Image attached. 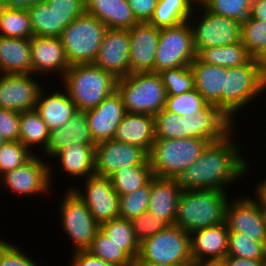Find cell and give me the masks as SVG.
Segmentation results:
<instances>
[{"mask_svg":"<svg viewBox=\"0 0 266 266\" xmlns=\"http://www.w3.org/2000/svg\"><path fill=\"white\" fill-rule=\"evenodd\" d=\"M207 104L203 96L194 89L176 96H167L164 109L188 119Z\"/></svg>","mask_w":266,"mask_h":266,"instance_id":"obj_42","label":"cell"},{"mask_svg":"<svg viewBox=\"0 0 266 266\" xmlns=\"http://www.w3.org/2000/svg\"><path fill=\"white\" fill-rule=\"evenodd\" d=\"M194 74L195 89L203 98L222 111V91L225 82V67L211 65L197 58L190 64Z\"/></svg>","mask_w":266,"mask_h":266,"instance_id":"obj_28","label":"cell"},{"mask_svg":"<svg viewBox=\"0 0 266 266\" xmlns=\"http://www.w3.org/2000/svg\"><path fill=\"white\" fill-rule=\"evenodd\" d=\"M231 198L226 204L225 219L229 232L242 233L253 241L266 242V224L258 201L250 196Z\"/></svg>","mask_w":266,"mask_h":266,"instance_id":"obj_14","label":"cell"},{"mask_svg":"<svg viewBox=\"0 0 266 266\" xmlns=\"http://www.w3.org/2000/svg\"><path fill=\"white\" fill-rule=\"evenodd\" d=\"M158 74L167 96H176L195 89L194 74L190 66L165 69Z\"/></svg>","mask_w":266,"mask_h":266,"instance_id":"obj_41","label":"cell"},{"mask_svg":"<svg viewBox=\"0 0 266 266\" xmlns=\"http://www.w3.org/2000/svg\"><path fill=\"white\" fill-rule=\"evenodd\" d=\"M196 6L195 0H158L148 23L157 29L179 25L189 21Z\"/></svg>","mask_w":266,"mask_h":266,"instance_id":"obj_31","label":"cell"},{"mask_svg":"<svg viewBox=\"0 0 266 266\" xmlns=\"http://www.w3.org/2000/svg\"><path fill=\"white\" fill-rule=\"evenodd\" d=\"M144 149L148 154L155 141V116L125 113L113 138Z\"/></svg>","mask_w":266,"mask_h":266,"instance_id":"obj_25","label":"cell"},{"mask_svg":"<svg viewBox=\"0 0 266 266\" xmlns=\"http://www.w3.org/2000/svg\"><path fill=\"white\" fill-rule=\"evenodd\" d=\"M57 15V26H68L85 13V0H46Z\"/></svg>","mask_w":266,"mask_h":266,"instance_id":"obj_48","label":"cell"},{"mask_svg":"<svg viewBox=\"0 0 266 266\" xmlns=\"http://www.w3.org/2000/svg\"><path fill=\"white\" fill-rule=\"evenodd\" d=\"M74 143L96 147L88 126L86 111L77 110L66 124L50 131L48 145L42 154L51 159L60 150Z\"/></svg>","mask_w":266,"mask_h":266,"instance_id":"obj_24","label":"cell"},{"mask_svg":"<svg viewBox=\"0 0 266 266\" xmlns=\"http://www.w3.org/2000/svg\"><path fill=\"white\" fill-rule=\"evenodd\" d=\"M262 266H266V258L263 260Z\"/></svg>","mask_w":266,"mask_h":266,"instance_id":"obj_63","label":"cell"},{"mask_svg":"<svg viewBox=\"0 0 266 266\" xmlns=\"http://www.w3.org/2000/svg\"><path fill=\"white\" fill-rule=\"evenodd\" d=\"M69 266H114L92 255L87 250L72 252Z\"/></svg>","mask_w":266,"mask_h":266,"instance_id":"obj_52","label":"cell"},{"mask_svg":"<svg viewBox=\"0 0 266 266\" xmlns=\"http://www.w3.org/2000/svg\"><path fill=\"white\" fill-rule=\"evenodd\" d=\"M5 8H6V0H0V16Z\"/></svg>","mask_w":266,"mask_h":266,"instance_id":"obj_61","label":"cell"},{"mask_svg":"<svg viewBox=\"0 0 266 266\" xmlns=\"http://www.w3.org/2000/svg\"><path fill=\"white\" fill-rule=\"evenodd\" d=\"M0 36L21 39L33 37L28 10H10L6 7L0 16Z\"/></svg>","mask_w":266,"mask_h":266,"instance_id":"obj_37","label":"cell"},{"mask_svg":"<svg viewBox=\"0 0 266 266\" xmlns=\"http://www.w3.org/2000/svg\"><path fill=\"white\" fill-rule=\"evenodd\" d=\"M181 190L170 178L153 177L150 180V199L148 212L173 226Z\"/></svg>","mask_w":266,"mask_h":266,"instance_id":"obj_26","label":"cell"},{"mask_svg":"<svg viewBox=\"0 0 266 266\" xmlns=\"http://www.w3.org/2000/svg\"><path fill=\"white\" fill-rule=\"evenodd\" d=\"M33 36L60 37L64 26H57V15L45 1L28 8Z\"/></svg>","mask_w":266,"mask_h":266,"instance_id":"obj_36","label":"cell"},{"mask_svg":"<svg viewBox=\"0 0 266 266\" xmlns=\"http://www.w3.org/2000/svg\"><path fill=\"white\" fill-rule=\"evenodd\" d=\"M3 239L0 238V266H42L32 257L27 256L26 251H21L20 245L16 246L12 241L7 242Z\"/></svg>","mask_w":266,"mask_h":266,"instance_id":"obj_49","label":"cell"},{"mask_svg":"<svg viewBox=\"0 0 266 266\" xmlns=\"http://www.w3.org/2000/svg\"><path fill=\"white\" fill-rule=\"evenodd\" d=\"M150 199V181L137 190L119 196V217L133 219L148 211Z\"/></svg>","mask_w":266,"mask_h":266,"instance_id":"obj_44","label":"cell"},{"mask_svg":"<svg viewBox=\"0 0 266 266\" xmlns=\"http://www.w3.org/2000/svg\"><path fill=\"white\" fill-rule=\"evenodd\" d=\"M62 81L77 110L87 111L98 106L117 90L118 79L94 64L71 65Z\"/></svg>","mask_w":266,"mask_h":266,"instance_id":"obj_3","label":"cell"},{"mask_svg":"<svg viewBox=\"0 0 266 266\" xmlns=\"http://www.w3.org/2000/svg\"><path fill=\"white\" fill-rule=\"evenodd\" d=\"M195 58L196 50L189 21L160 29L154 73L165 69L190 66Z\"/></svg>","mask_w":266,"mask_h":266,"instance_id":"obj_11","label":"cell"},{"mask_svg":"<svg viewBox=\"0 0 266 266\" xmlns=\"http://www.w3.org/2000/svg\"><path fill=\"white\" fill-rule=\"evenodd\" d=\"M226 256L264 260L266 258V242L253 241L239 232H229Z\"/></svg>","mask_w":266,"mask_h":266,"instance_id":"obj_40","label":"cell"},{"mask_svg":"<svg viewBox=\"0 0 266 266\" xmlns=\"http://www.w3.org/2000/svg\"><path fill=\"white\" fill-rule=\"evenodd\" d=\"M189 23L195 49L226 46L241 41L239 21L215 14L201 3H197Z\"/></svg>","mask_w":266,"mask_h":266,"instance_id":"obj_10","label":"cell"},{"mask_svg":"<svg viewBox=\"0 0 266 266\" xmlns=\"http://www.w3.org/2000/svg\"><path fill=\"white\" fill-rule=\"evenodd\" d=\"M125 113L122 97L117 90L98 106L86 111L90 133L96 144L114 138Z\"/></svg>","mask_w":266,"mask_h":266,"instance_id":"obj_19","label":"cell"},{"mask_svg":"<svg viewBox=\"0 0 266 266\" xmlns=\"http://www.w3.org/2000/svg\"><path fill=\"white\" fill-rule=\"evenodd\" d=\"M129 31L130 73L154 72V60L157 52L160 29L141 22Z\"/></svg>","mask_w":266,"mask_h":266,"instance_id":"obj_20","label":"cell"},{"mask_svg":"<svg viewBox=\"0 0 266 266\" xmlns=\"http://www.w3.org/2000/svg\"><path fill=\"white\" fill-rule=\"evenodd\" d=\"M6 141L0 136V147L5 143Z\"/></svg>","mask_w":266,"mask_h":266,"instance_id":"obj_62","label":"cell"},{"mask_svg":"<svg viewBox=\"0 0 266 266\" xmlns=\"http://www.w3.org/2000/svg\"><path fill=\"white\" fill-rule=\"evenodd\" d=\"M117 92L127 113L155 116L165 108L166 89L158 73L136 72L119 78Z\"/></svg>","mask_w":266,"mask_h":266,"instance_id":"obj_5","label":"cell"},{"mask_svg":"<svg viewBox=\"0 0 266 266\" xmlns=\"http://www.w3.org/2000/svg\"><path fill=\"white\" fill-rule=\"evenodd\" d=\"M187 266H220L219 263L192 262Z\"/></svg>","mask_w":266,"mask_h":266,"instance_id":"obj_59","label":"cell"},{"mask_svg":"<svg viewBox=\"0 0 266 266\" xmlns=\"http://www.w3.org/2000/svg\"><path fill=\"white\" fill-rule=\"evenodd\" d=\"M81 182L85 187L73 185L72 188L69 186V189L86 204L99 225L119 217V195L115 192L109 177L94 174Z\"/></svg>","mask_w":266,"mask_h":266,"instance_id":"obj_13","label":"cell"},{"mask_svg":"<svg viewBox=\"0 0 266 266\" xmlns=\"http://www.w3.org/2000/svg\"><path fill=\"white\" fill-rule=\"evenodd\" d=\"M153 177L150 165H138L126 166L113 173L109 178L115 192L121 196L145 186Z\"/></svg>","mask_w":266,"mask_h":266,"instance_id":"obj_35","label":"cell"},{"mask_svg":"<svg viewBox=\"0 0 266 266\" xmlns=\"http://www.w3.org/2000/svg\"><path fill=\"white\" fill-rule=\"evenodd\" d=\"M20 112L0 107V136L5 141H19Z\"/></svg>","mask_w":266,"mask_h":266,"instance_id":"obj_50","label":"cell"},{"mask_svg":"<svg viewBox=\"0 0 266 266\" xmlns=\"http://www.w3.org/2000/svg\"><path fill=\"white\" fill-rule=\"evenodd\" d=\"M92 255L114 266H132L133 259L99 229L87 249Z\"/></svg>","mask_w":266,"mask_h":266,"instance_id":"obj_38","label":"cell"},{"mask_svg":"<svg viewBox=\"0 0 266 266\" xmlns=\"http://www.w3.org/2000/svg\"><path fill=\"white\" fill-rule=\"evenodd\" d=\"M38 80L32 73L0 74V107L20 113L34 110L43 88Z\"/></svg>","mask_w":266,"mask_h":266,"instance_id":"obj_16","label":"cell"},{"mask_svg":"<svg viewBox=\"0 0 266 266\" xmlns=\"http://www.w3.org/2000/svg\"><path fill=\"white\" fill-rule=\"evenodd\" d=\"M31 44V73L38 77L49 75L59 76L61 80L70 67L64 48L58 37H39L30 38ZM61 76V77H60Z\"/></svg>","mask_w":266,"mask_h":266,"instance_id":"obj_18","label":"cell"},{"mask_svg":"<svg viewBox=\"0 0 266 266\" xmlns=\"http://www.w3.org/2000/svg\"><path fill=\"white\" fill-rule=\"evenodd\" d=\"M258 67L260 68L261 74L266 79V48L255 58Z\"/></svg>","mask_w":266,"mask_h":266,"instance_id":"obj_57","label":"cell"},{"mask_svg":"<svg viewBox=\"0 0 266 266\" xmlns=\"http://www.w3.org/2000/svg\"><path fill=\"white\" fill-rule=\"evenodd\" d=\"M266 91V79L261 74L255 58L234 68H225L222 91V112L236 124V114L242 113L249 103ZM243 109V110H242Z\"/></svg>","mask_w":266,"mask_h":266,"instance_id":"obj_4","label":"cell"},{"mask_svg":"<svg viewBox=\"0 0 266 266\" xmlns=\"http://www.w3.org/2000/svg\"><path fill=\"white\" fill-rule=\"evenodd\" d=\"M195 50L196 58L199 61L211 65H220L227 69L246 64L253 58L241 41L226 46Z\"/></svg>","mask_w":266,"mask_h":266,"instance_id":"obj_32","label":"cell"},{"mask_svg":"<svg viewBox=\"0 0 266 266\" xmlns=\"http://www.w3.org/2000/svg\"><path fill=\"white\" fill-rule=\"evenodd\" d=\"M129 55V31L107 29L93 64L119 79L130 74Z\"/></svg>","mask_w":266,"mask_h":266,"instance_id":"obj_17","label":"cell"},{"mask_svg":"<svg viewBox=\"0 0 266 266\" xmlns=\"http://www.w3.org/2000/svg\"><path fill=\"white\" fill-rule=\"evenodd\" d=\"M59 199V218L64 234L71 240L72 252L87 250L100 229V225L93 219L86 204L73 192L72 189H65Z\"/></svg>","mask_w":266,"mask_h":266,"instance_id":"obj_9","label":"cell"},{"mask_svg":"<svg viewBox=\"0 0 266 266\" xmlns=\"http://www.w3.org/2000/svg\"><path fill=\"white\" fill-rule=\"evenodd\" d=\"M250 17L259 21H266V0H252Z\"/></svg>","mask_w":266,"mask_h":266,"instance_id":"obj_54","label":"cell"},{"mask_svg":"<svg viewBox=\"0 0 266 266\" xmlns=\"http://www.w3.org/2000/svg\"><path fill=\"white\" fill-rule=\"evenodd\" d=\"M137 258L161 265L187 266L193 262L190 234L178 226H168L139 243Z\"/></svg>","mask_w":266,"mask_h":266,"instance_id":"obj_8","label":"cell"},{"mask_svg":"<svg viewBox=\"0 0 266 266\" xmlns=\"http://www.w3.org/2000/svg\"><path fill=\"white\" fill-rule=\"evenodd\" d=\"M229 199L226 191L183 190L174 225L191 234L196 230L223 223Z\"/></svg>","mask_w":266,"mask_h":266,"instance_id":"obj_2","label":"cell"},{"mask_svg":"<svg viewBox=\"0 0 266 266\" xmlns=\"http://www.w3.org/2000/svg\"><path fill=\"white\" fill-rule=\"evenodd\" d=\"M100 230L133 260L138 257L139 242L134 236L132 224L129 219L118 217L103 222L100 224Z\"/></svg>","mask_w":266,"mask_h":266,"instance_id":"obj_34","label":"cell"},{"mask_svg":"<svg viewBox=\"0 0 266 266\" xmlns=\"http://www.w3.org/2000/svg\"><path fill=\"white\" fill-rule=\"evenodd\" d=\"M135 19L141 22H149L153 16L158 0H127Z\"/></svg>","mask_w":266,"mask_h":266,"instance_id":"obj_51","label":"cell"},{"mask_svg":"<svg viewBox=\"0 0 266 266\" xmlns=\"http://www.w3.org/2000/svg\"><path fill=\"white\" fill-rule=\"evenodd\" d=\"M209 143L207 139L195 137L156 138L148 154L153 176L171 179L194 163Z\"/></svg>","mask_w":266,"mask_h":266,"instance_id":"obj_6","label":"cell"},{"mask_svg":"<svg viewBox=\"0 0 266 266\" xmlns=\"http://www.w3.org/2000/svg\"><path fill=\"white\" fill-rule=\"evenodd\" d=\"M188 119L165 109L155 115V138L182 139L189 138Z\"/></svg>","mask_w":266,"mask_h":266,"instance_id":"obj_39","label":"cell"},{"mask_svg":"<svg viewBox=\"0 0 266 266\" xmlns=\"http://www.w3.org/2000/svg\"><path fill=\"white\" fill-rule=\"evenodd\" d=\"M197 3H201V1H203V0H195Z\"/></svg>","mask_w":266,"mask_h":266,"instance_id":"obj_64","label":"cell"},{"mask_svg":"<svg viewBox=\"0 0 266 266\" xmlns=\"http://www.w3.org/2000/svg\"><path fill=\"white\" fill-rule=\"evenodd\" d=\"M241 42L248 53L256 58L266 48V21L252 19L250 16L241 23Z\"/></svg>","mask_w":266,"mask_h":266,"instance_id":"obj_43","label":"cell"},{"mask_svg":"<svg viewBox=\"0 0 266 266\" xmlns=\"http://www.w3.org/2000/svg\"><path fill=\"white\" fill-rule=\"evenodd\" d=\"M49 138L50 130L35 109L20 113L19 141L30 152L38 154L35 152L37 145L38 147L41 146V153L42 151L44 152L48 145ZM31 148H34L33 151H35L33 152Z\"/></svg>","mask_w":266,"mask_h":266,"instance_id":"obj_33","label":"cell"},{"mask_svg":"<svg viewBox=\"0 0 266 266\" xmlns=\"http://www.w3.org/2000/svg\"><path fill=\"white\" fill-rule=\"evenodd\" d=\"M40 90L35 110L43 119L50 131L66 124L77 112L76 105L70 99L68 92L46 89ZM50 92L48 93L47 92ZM47 93V94H46Z\"/></svg>","mask_w":266,"mask_h":266,"instance_id":"obj_23","label":"cell"},{"mask_svg":"<svg viewBox=\"0 0 266 266\" xmlns=\"http://www.w3.org/2000/svg\"><path fill=\"white\" fill-rule=\"evenodd\" d=\"M262 263L263 260L226 256L219 264L220 266H262Z\"/></svg>","mask_w":266,"mask_h":266,"instance_id":"obj_53","label":"cell"},{"mask_svg":"<svg viewBox=\"0 0 266 266\" xmlns=\"http://www.w3.org/2000/svg\"><path fill=\"white\" fill-rule=\"evenodd\" d=\"M201 4L215 14L242 23L250 16L252 0H203Z\"/></svg>","mask_w":266,"mask_h":266,"instance_id":"obj_45","label":"cell"},{"mask_svg":"<svg viewBox=\"0 0 266 266\" xmlns=\"http://www.w3.org/2000/svg\"><path fill=\"white\" fill-rule=\"evenodd\" d=\"M256 184V190L253 189L255 192L254 198L258 201L259 204H266V178L264 177L263 180H260ZM255 190V191H254Z\"/></svg>","mask_w":266,"mask_h":266,"instance_id":"obj_56","label":"cell"},{"mask_svg":"<svg viewBox=\"0 0 266 266\" xmlns=\"http://www.w3.org/2000/svg\"><path fill=\"white\" fill-rule=\"evenodd\" d=\"M228 236L225 222L192 232L190 245L193 262L220 263L227 255Z\"/></svg>","mask_w":266,"mask_h":266,"instance_id":"obj_21","label":"cell"},{"mask_svg":"<svg viewBox=\"0 0 266 266\" xmlns=\"http://www.w3.org/2000/svg\"><path fill=\"white\" fill-rule=\"evenodd\" d=\"M85 12L99 19L107 29L129 30L139 23L127 0H85Z\"/></svg>","mask_w":266,"mask_h":266,"instance_id":"obj_27","label":"cell"},{"mask_svg":"<svg viewBox=\"0 0 266 266\" xmlns=\"http://www.w3.org/2000/svg\"><path fill=\"white\" fill-rule=\"evenodd\" d=\"M260 205V210L263 216V220L266 224V204H259Z\"/></svg>","mask_w":266,"mask_h":266,"instance_id":"obj_60","label":"cell"},{"mask_svg":"<svg viewBox=\"0 0 266 266\" xmlns=\"http://www.w3.org/2000/svg\"><path fill=\"white\" fill-rule=\"evenodd\" d=\"M33 155L20 141H6L0 147V177L23 165Z\"/></svg>","mask_w":266,"mask_h":266,"instance_id":"obj_46","label":"cell"},{"mask_svg":"<svg viewBox=\"0 0 266 266\" xmlns=\"http://www.w3.org/2000/svg\"><path fill=\"white\" fill-rule=\"evenodd\" d=\"M136 240L141 243L159 231L166 229L169 225L161 218L150 212H144L140 216L130 220Z\"/></svg>","mask_w":266,"mask_h":266,"instance_id":"obj_47","label":"cell"},{"mask_svg":"<svg viewBox=\"0 0 266 266\" xmlns=\"http://www.w3.org/2000/svg\"><path fill=\"white\" fill-rule=\"evenodd\" d=\"M30 39L0 36V74L31 73Z\"/></svg>","mask_w":266,"mask_h":266,"instance_id":"obj_30","label":"cell"},{"mask_svg":"<svg viewBox=\"0 0 266 266\" xmlns=\"http://www.w3.org/2000/svg\"><path fill=\"white\" fill-rule=\"evenodd\" d=\"M41 154H34L27 162L23 165L3 174L0 177V188L1 186L19 196H39L53 192L54 184L51 180L54 166L50 165V162H45ZM43 159V160H42ZM2 184V185H1ZM6 187V188H5ZM52 188V189H51ZM51 189V190H50Z\"/></svg>","mask_w":266,"mask_h":266,"instance_id":"obj_12","label":"cell"},{"mask_svg":"<svg viewBox=\"0 0 266 266\" xmlns=\"http://www.w3.org/2000/svg\"><path fill=\"white\" fill-rule=\"evenodd\" d=\"M132 266H181V265H161V264L141 261L139 258H136L133 260Z\"/></svg>","mask_w":266,"mask_h":266,"instance_id":"obj_58","label":"cell"},{"mask_svg":"<svg viewBox=\"0 0 266 266\" xmlns=\"http://www.w3.org/2000/svg\"><path fill=\"white\" fill-rule=\"evenodd\" d=\"M58 162L62 173L82 181L95 174V148L92 145L70 144L52 159Z\"/></svg>","mask_w":266,"mask_h":266,"instance_id":"obj_29","label":"cell"},{"mask_svg":"<svg viewBox=\"0 0 266 266\" xmlns=\"http://www.w3.org/2000/svg\"><path fill=\"white\" fill-rule=\"evenodd\" d=\"M190 137L215 142L227 136L236 126L214 104L208 103L203 109L188 118Z\"/></svg>","mask_w":266,"mask_h":266,"instance_id":"obj_22","label":"cell"},{"mask_svg":"<svg viewBox=\"0 0 266 266\" xmlns=\"http://www.w3.org/2000/svg\"><path fill=\"white\" fill-rule=\"evenodd\" d=\"M94 160L95 174L105 177L126 166L150 165L144 149L114 139L96 144Z\"/></svg>","mask_w":266,"mask_h":266,"instance_id":"obj_15","label":"cell"},{"mask_svg":"<svg viewBox=\"0 0 266 266\" xmlns=\"http://www.w3.org/2000/svg\"><path fill=\"white\" fill-rule=\"evenodd\" d=\"M46 0H6V7L10 10H28L29 7Z\"/></svg>","mask_w":266,"mask_h":266,"instance_id":"obj_55","label":"cell"},{"mask_svg":"<svg viewBox=\"0 0 266 266\" xmlns=\"http://www.w3.org/2000/svg\"><path fill=\"white\" fill-rule=\"evenodd\" d=\"M106 30L105 24L86 12L66 26L59 38L69 65L93 64Z\"/></svg>","mask_w":266,"mask_h":266,"instance_id":"obj_7","label":"cell"},{"mask_svg":"<svg viewBox=\"0 0 266 266\" xmlns=\"http://www.w3.org/2000/svg\"><path fill=\"white\" fill-rule=\"evenodd\" d=\"M235 128L223 139L210 142L199 158L171 179L181 190H220L249 175L252 166L242 153L241 143L233 138ZM234 135H233V134ZM240 145V146H239ZM243 155V156H242ZM228 186V189H227Z\"/></svg>","mask_w":266,"mask_h":266,"instance_id":"obj_1","label":"cell"}]
</instances>
